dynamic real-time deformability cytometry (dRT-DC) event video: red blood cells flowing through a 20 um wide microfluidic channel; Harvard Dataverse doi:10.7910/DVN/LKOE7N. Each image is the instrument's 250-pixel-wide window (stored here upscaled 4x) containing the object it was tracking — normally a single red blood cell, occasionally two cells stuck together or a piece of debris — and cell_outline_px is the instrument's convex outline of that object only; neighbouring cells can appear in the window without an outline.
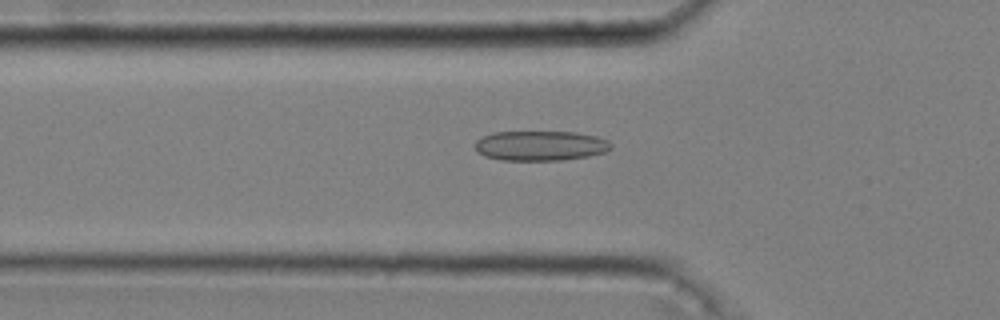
{"species": "common noctule bat (a hibernating species)", "species_latin": "Nyctalus noctula", "temperature_condition": "cold", "stored_images_in_passage": 50, "camera_frame_rate_fps": 3000, "um_per_image_px": 0.085, "animal": {"sex": "male", "body_mass_g": 20.4}, "frame": {"image": 1, "passage_image": 18, "time_ms": 5.667, "image_size_px": [1000, 320], "cell_outline_px": [[612, 148], [604, 152], [588, 156], [564, 160], [500, 160], [484, 156], [476, 152], [476, 140], [492, 132], [576, 132], [596, 136], [608, 140], [612, 144]], "centroid_in_image_um": [45.94, 12.39], "position_along_channel_um": 79.9, "area_um2": 23.76}}
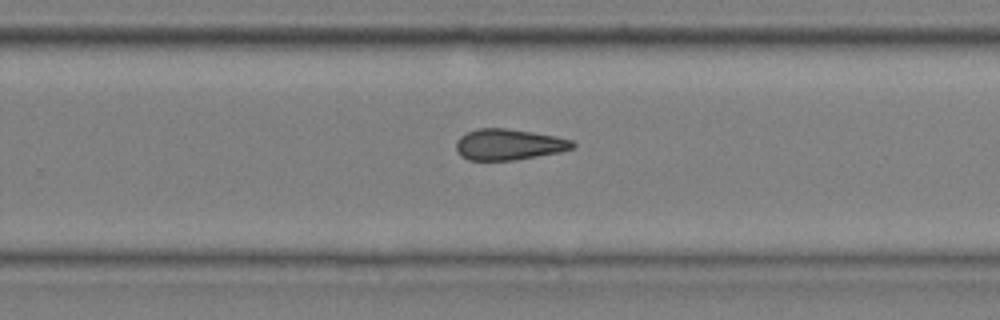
{"frame": {"image": 2, "passage_image": 35, "time_ms": 11.333, "image_size_px": [1000, 320], "cell_outline_px": [[576, 144], [572, 148], [560, 152], [516, 160], [468, 160], [460, 156], [456, 152], [456, 140], [460, 136], [468, 132], [480, 128], [504, 128], [532, 132], [556, 136], [572, 140]], "centroid_in_image_um": [43.22, 12.29], "position_along_channel_um": 286.6, "area_um2": 21.1}}
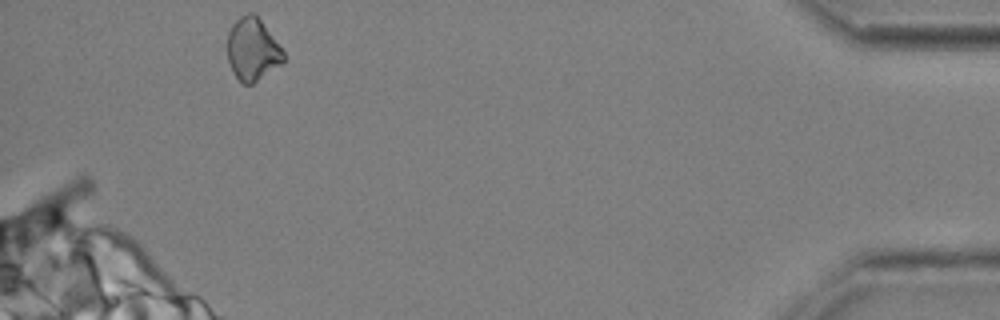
{"frame": {"image": 3, "passage_image": 50, "time_ms": 16.333, "image_size_px": [1000, 320], "cell_outline_px": [[284, 60], [280, 64], [252, 84], [244, 84], [236, 76], [228, 60], [224, 44], [228, 32], [232, 24], [240, 16], [248, 12], [256, 12], [284, 52]], "centroid_in_image_um": [21.42, 4.14], "position_along_channel_um": 413.8, "area_um2": 20.63}, "authors_computed_cell_mechanics": {"area_um2": 21.5016, "velocity_mm_per_s": 3.6432, "shape_relaxation_time_tau1_ms": null, "shape_relaxation_time_tau2_ms": 10.4694, "deformation_change_tau1": null, "deformation_change_tau2": 0.1995}}